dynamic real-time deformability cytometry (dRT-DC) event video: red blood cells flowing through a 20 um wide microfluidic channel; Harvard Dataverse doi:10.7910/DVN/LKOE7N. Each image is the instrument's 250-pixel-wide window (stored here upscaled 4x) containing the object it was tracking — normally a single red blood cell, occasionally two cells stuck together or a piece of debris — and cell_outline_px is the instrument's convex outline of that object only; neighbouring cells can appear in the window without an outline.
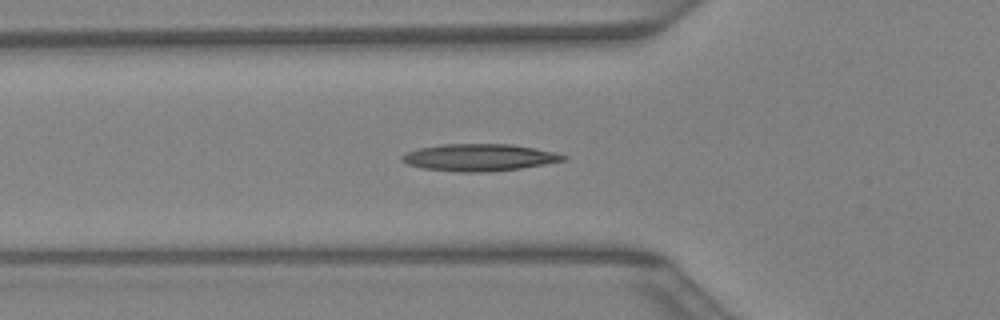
{"species": "Egyptian fruit bat (a non-hibernating species)", "species_latin": "Rousettus aegyptiacus", "temperature_condition": "warm", "stored_images_in_passage": 42, "segment_of_instrument_passage": [1, 2], "camera_frame_rate_fps": 3000, "um_per_image_px": 0.085, "animal": {"sex": "female"}, "frame": {"image": 1, "passage_image": 14, "time_ms": 4.333, "image_size_px": [1000, 320], "cell_outline_px": [[568, 160], [520, 168], [492, 172], [460, 172], [420, 168], [408, 164], [400, 160], [400, 156], [408, 152], [420, 148], [440, 144], [512, 144], [552, 152], [568, 156]], "centroid_in_image_um": [40.71, 13.39], "position_along_channel_um": 85.1, "area_um2": 25.43}}
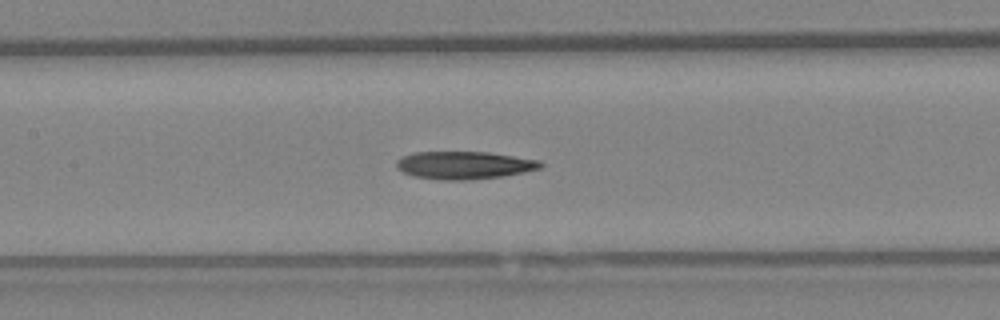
{"frame": {"image": 2, "passage_image": 19, "time_ms": 6.0, "image_size_px": [1000, 320], "cell_outline_px": [[544, 164], [540, 168], [524, 172], [504, 176], [468, 180], [440, 180], [412, 176], [396, 168], [396, 160], [400, 156], [412, 152], [488, 152], [540, 160]], "centroid_in_image_um": [39.42, 14.04], "position_along_channel_um": 168.0, "area_um2": 23.52}}
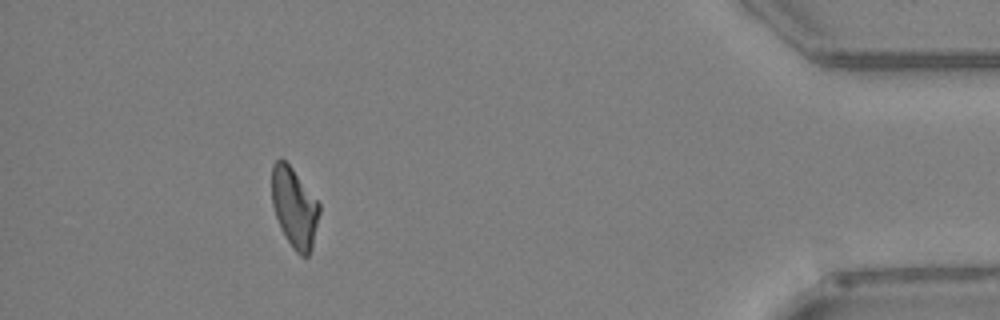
{"frame": {"image": 3, "passage_image": 37, "time_ms": 12.0, "image_size_px": [1000, 320], "cell_outline_px": [[320, 212], [312, 248], [308, 256], [300, 256], [292, 248], [280, 228], [272, 204], [272, 164], [280, 156], [292, 168], [320, 204]], "centroid_in_image_um": [25.02, 17.65], "position_along_channel_um": 410.2, "area_um2": 22.14}}